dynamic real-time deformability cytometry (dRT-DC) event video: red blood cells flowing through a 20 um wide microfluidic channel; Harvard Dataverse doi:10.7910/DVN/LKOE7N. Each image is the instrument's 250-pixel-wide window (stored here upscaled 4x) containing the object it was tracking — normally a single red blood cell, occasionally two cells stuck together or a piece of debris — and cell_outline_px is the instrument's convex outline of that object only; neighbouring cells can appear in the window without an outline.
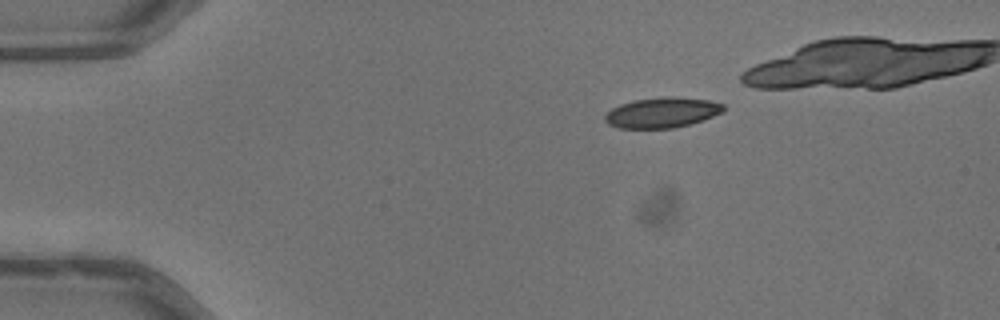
{"species": "common noctule bat (a hibernating species)", "species_latin": "Nyctalus noctula", "temperature_condition": "warm", "stored_images_in_passage": 34, "camera_frame_rate_fps": 3000, "um_per_image_px": 0.085, "animal": {"sex": "male", "body_mass_g": 13.3}, "frame": {"image": 1, "passage_image": 1, "time_ms": 0.0, "image_size_px": [1000, 320], "cell_outline_px": [[724, 112], [704, 120], [672, 128], [616, 128], [608, 124], [604, 120], [604, 116], [612, 108], [620, 104], [632, 100], [660, 96], [672, 96], [708, 100], [724, 104]], "centroid_in_image_um": [56.27, 9.56], "position_along_channel_um": 28.7, "area_um2": 21.15}}
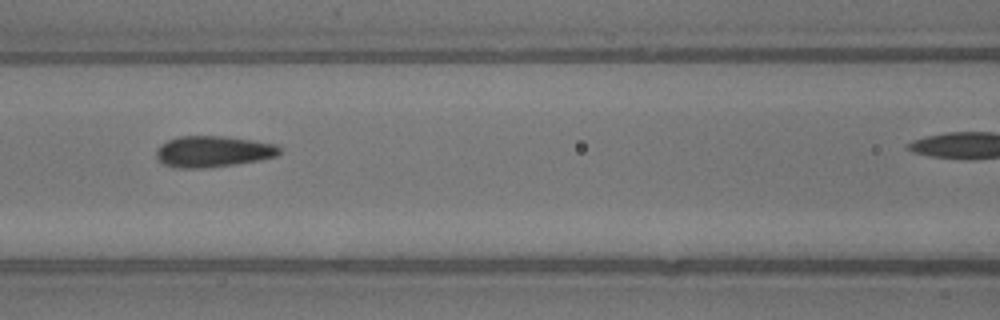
{"frame": {"image": 2, "passage_image": 15, "time_ms": 4.667, "image_size_px": [1000, 320], "cell_outline_px": [[280, 152], [276, 156], [260, 160], [236, 164], [204, 168], [176, 168], [164, 164], [156, 156], [156, 152], [160, 144], [168, 140], [180, 136], [224, 136], [252, 140], [276, 144], [280, 148]], "centroid_in_image_um": [18.11, 12.88], "position_along_channel_um": 148.5, "area_um2": 22.37}}
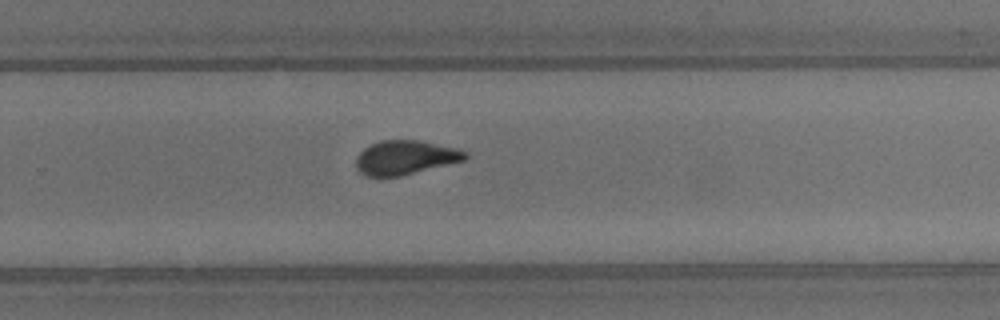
{"frame": {"image": 3, "passage_image": 26, "time_ms": 8.333, "image_size_px": [1000, 320], "cell_outline_px": [[468, 156], [464, 160], [400, 176], [364, 176], [356, 168], [356, 156], [364, 148], [380, 140], [420, 140], [456, 148], [468, 152]], "centroid_in_image_um": [34.43, 13.38], "position_along_channel_um": 295.4, "area_um2": 21.62}}